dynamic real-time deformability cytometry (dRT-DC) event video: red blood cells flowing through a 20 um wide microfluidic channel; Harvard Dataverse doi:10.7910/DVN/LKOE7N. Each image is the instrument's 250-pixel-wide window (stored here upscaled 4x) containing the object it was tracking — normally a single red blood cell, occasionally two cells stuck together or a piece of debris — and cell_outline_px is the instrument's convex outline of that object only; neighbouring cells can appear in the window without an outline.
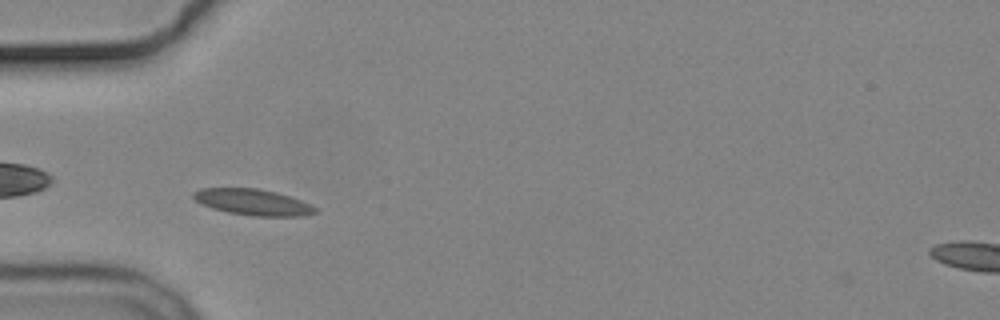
{"species": "common noctule bat (a hibernating species)", "species_latin": "Nyctalus noctula", "temperature_condition": "cold", "stored_images_in_passage": 6, "camera_frame_rate_fps": 3000, "um_per_image_px": 0.085, "animal": {"sex": "male", "body_mass_g": 19.2, "forearm_length_mm": 51.8}, "frame": {"image": 1, "passage_image": 1, "time_ms": 0.0, "image_size_px": [1000, 320], "cell_outline_px": [[316, 212], [300, 216], [252, 216], [228, 212], [212, 208], [196, 200], [192, 196], [192, 192], [200, 188], [256, 188], [276, 192], [300, 200], [316, 208]], "centroid_in_image_um": [21.45, 17.18], "position_along_channel_um": 63.5, "area_um2": 18.26}}
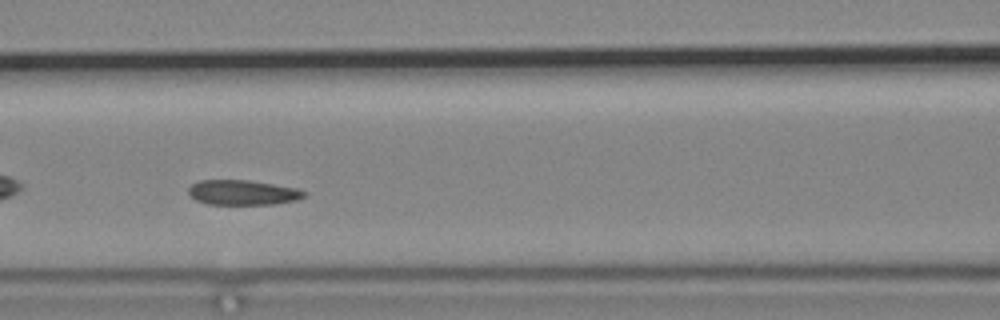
{"frame": {"image": 2, "passage_image": 3, "time_ms": 2.333, "image_size_px": [1000, 320], "cell_outline_px": [[308, 192], [304, 196], [296, 200], [272, 204], [208, 204], [196, 200], [188, 192], [188, 188], [192, 184], [200, 180], [248, 180], [296, 188]], "centroid_in_image_um": [20.62, 16.36], "position_along_channel_um": 146.0, "area_um2": 16.65}}
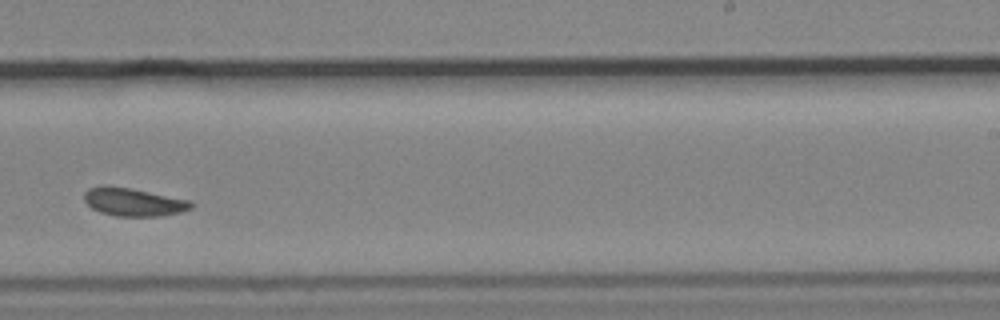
{"frame": {"image": 3, "passage_image": 6, "time_ms": 6.0, "image_size_px": [1000, 320], "cell_outline_px": [[192, 208], [180, 212], [160, 216], [116, 216], [100, 212], [92, 208], [84, 200], [84, 192], [88, 188], [132, 188], [188, 200], [192, 204]], "centroid_in_image_um": [11.37, 17.2], "position_along_channel_um": 277.6, "area_um2": 16.88}}